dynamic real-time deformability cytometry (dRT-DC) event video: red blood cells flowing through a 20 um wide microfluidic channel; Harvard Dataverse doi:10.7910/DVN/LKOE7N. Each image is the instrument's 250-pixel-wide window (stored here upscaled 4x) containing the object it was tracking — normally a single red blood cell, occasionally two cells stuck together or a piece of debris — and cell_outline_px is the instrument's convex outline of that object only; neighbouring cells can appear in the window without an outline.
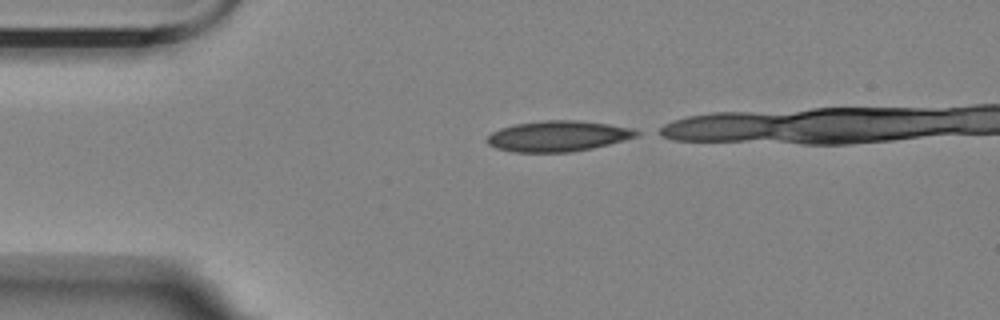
{"species": "Egyptian fruit bat (a non-hibernating species)", "species_latin": "Rousettus aegyptiacus", "temperature_condition": "room temperature", "stored_images_in_passage": 3, "camera_frame_rate_fps": 3000, "um_per_image_px": 0.085, "animal": {"sex": "female"}, "frame": {"image": 1, "passage_image": 1, "time_ms": 0.0, "image_size_px": [1000, 320], "cell_outline_px": [[640, 136], [592, 148], [572, 152], [512, 152], [496, 148], [488, 144], [484, 140], [492, 132], [500, 128], [516, 124], [544, 120], [576, 120], [608, 124], [632, 128], [640, 132]], "centroid_in_image_um": [47.42, 11.57], "position_along_channel_um": 37.6, "area_um2": 26.76}}